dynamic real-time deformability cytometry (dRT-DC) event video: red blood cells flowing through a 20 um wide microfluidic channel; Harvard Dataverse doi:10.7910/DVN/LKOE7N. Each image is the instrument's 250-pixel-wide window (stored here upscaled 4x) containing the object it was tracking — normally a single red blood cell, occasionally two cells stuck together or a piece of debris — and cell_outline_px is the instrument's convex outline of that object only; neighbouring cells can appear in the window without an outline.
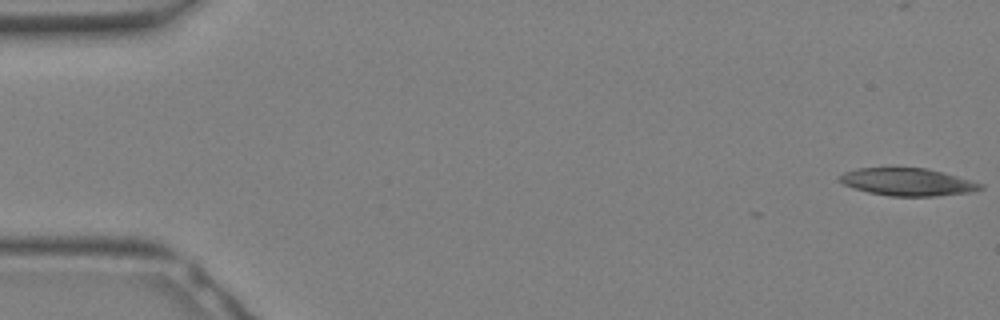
{"species": "Egyptian fruit bat (a non-hibernating species)", "species_latin": "Rousettus aegyptiacus", "temperature_condition": "warm", "stored_images_in_passage": 6, "camera_frame_rate_fps": 3000, "um_per_image_px": 0.085, "animal": {"sex": "female"}, "frame": {"image": 1, "passage_image": 1, "time_ms": 0.0, "image_size_px": [1000, 320], "cell_outline_px": [[984, 188], [968, 192], [936, 196], [888, 196], [868, 192], [844, 184], [840, 180], [840, 176], [844, 172], [856, 168], [928, 168], [944, 172], [984, 184]], "centroid_in_image_um": [77.17, 15.46], "position_along_channel_um": 7.8, "area_um2": 22.43}}